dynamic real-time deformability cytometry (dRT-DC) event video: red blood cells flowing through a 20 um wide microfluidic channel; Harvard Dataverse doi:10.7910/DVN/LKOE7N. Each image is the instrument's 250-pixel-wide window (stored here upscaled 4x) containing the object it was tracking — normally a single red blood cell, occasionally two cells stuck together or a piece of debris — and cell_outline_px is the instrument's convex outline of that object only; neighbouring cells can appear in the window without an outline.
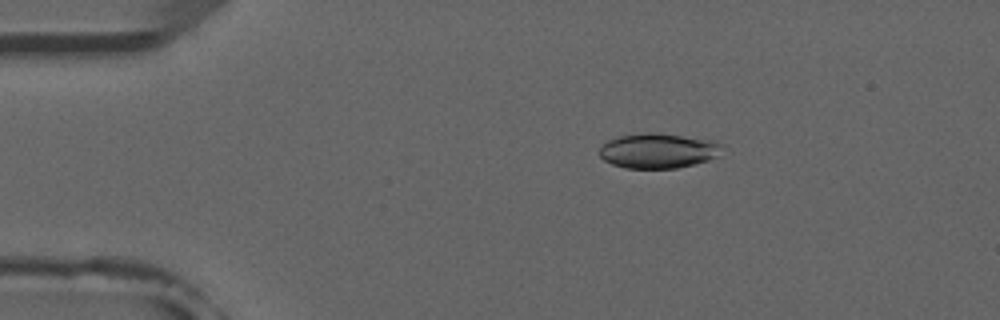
{"species": "common noctule bat (a hibernating species)", "species_latin": "Nyctalus noctula", "temperature_condition": "room temperature", "stored_images_in_passage": 7, "camera_frame_rate_fps": 3000, "um_per_image_px": 0.085, "animal": {"sex": "male", "forearm_length_mm": 52.5}, "frame": {"image": 1, "passage_image": 3, "time_ms": 2.333, "image_size_px": [1000, 320], "cell_outline_px": [[724, 144], [716, 156], [708, 160], [676, 168], [624, 168], [612, 164], [604, 160], [600, 156], [600, 148], [608, 140], [620, 136], [648, 132], [712, 140]], "centroid_in_image_um": [55.92, 12.82], "position_along_channel_um": 29.1, "area_um2": 24.57}}
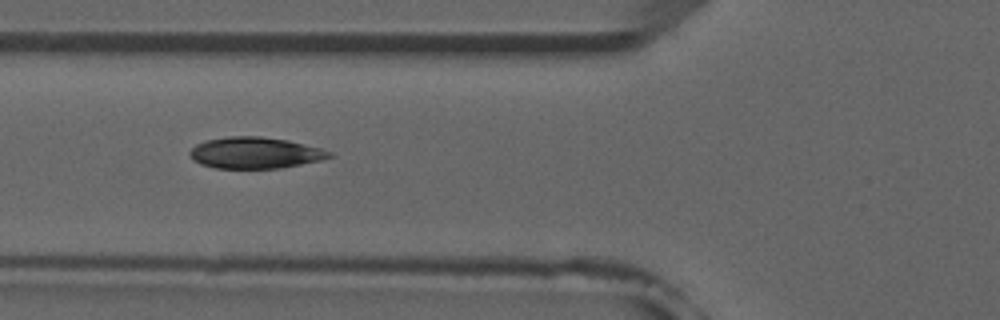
{"frame": {"image": 2, "passage_image": 6, "time_ms": 5.667, "image_size_px": [1000, 320], "cell_outline_px": [[332, 156], [320, 160], [280, 168], [216, 168], [200, 164], [192, 160], [188, 156], [188, 152], [196, 144], [204, 140], [228, 136], [260, 136], [288, 140], [320, 148], [332, 152]], "centroid_in_image_um": [21.62, 12.98], "position_along_channel_um": 104.2, "area_um2": 25.55}}
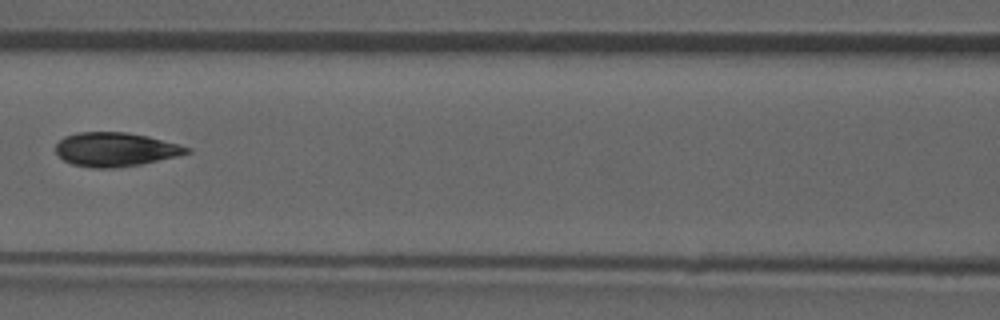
{"frame": {"image": 3, "passage_image": 7, "time_ms": 7.0, "image_size_px": [1000, 320], "cell_outline_px": [[192, 152], [176, 156], [140, 164], [116, 168], [92, 168], [72, 164], [64, 160], [56, 152], [56, 144], [64, 136], [76, 132], [128, 132], [148, 136], [192, 148]], "centroid_in_image_um": [9.8, 12.7], "position_along_channel_um": 156.8, "area_um2": 25.89}}